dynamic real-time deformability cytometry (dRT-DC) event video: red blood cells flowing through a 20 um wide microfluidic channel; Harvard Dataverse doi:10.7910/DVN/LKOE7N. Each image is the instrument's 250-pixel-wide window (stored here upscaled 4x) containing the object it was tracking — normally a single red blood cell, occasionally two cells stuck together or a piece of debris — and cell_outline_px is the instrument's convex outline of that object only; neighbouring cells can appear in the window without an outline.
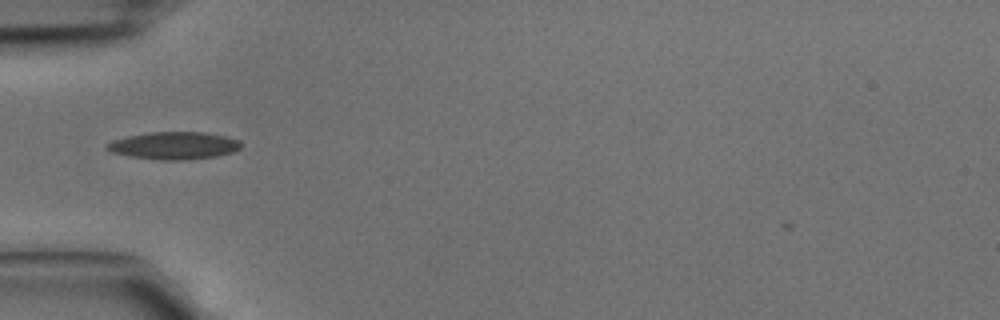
{"species": "common noctule bat (a hibernating species)", "species_latin": "Nyctalus noctula", "temperature_condition": "cold", "stored_images_in_passage": 1, "camera_frame_rate_fps": 3000, "um_per_image_px": 0.085, "animal": {"sex": "male", "body_mass_g": 15.6}, "frame": {"image": 1, "passage_image": 1, "time_ms": 0.0, "image_size_px": [1000, 320], "cell_outline_px": [[240, 148], [232, 152], [216, 156], [184, 160], [160, 160], [128, 156], [112, 152], [104, 148], [104, 144], [112, 140], [128, 136], [152, 132], [204, 132], [224, 136], [240, 140]], "centroid_in_image_um": [14.74, 12.38], "position_along_channel_um": 70.3, "area_um2": 21.44}}